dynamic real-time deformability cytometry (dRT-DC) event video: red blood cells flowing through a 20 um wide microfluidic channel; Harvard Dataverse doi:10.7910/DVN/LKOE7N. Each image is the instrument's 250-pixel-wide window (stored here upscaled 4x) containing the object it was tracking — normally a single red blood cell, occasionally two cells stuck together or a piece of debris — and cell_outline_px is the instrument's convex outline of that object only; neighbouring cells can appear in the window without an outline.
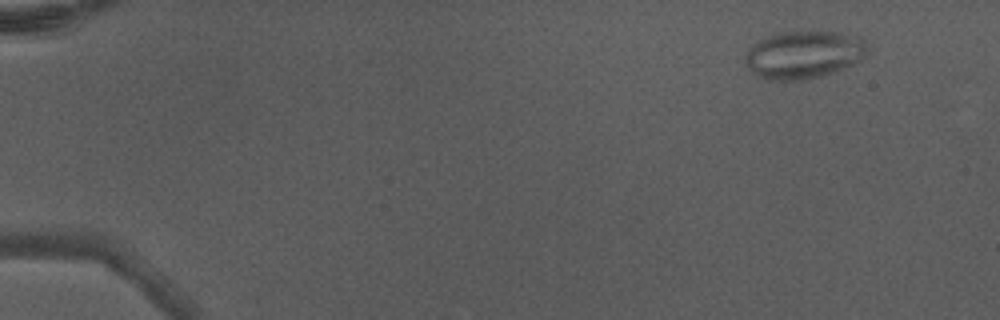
{"species": "Egyptian fruit bat (a non-hibernating species)", "species_latin": "Rousettus aegyptiacus", "temperature_condition": "warm", "stored_images_in_passage": 5, "camera_frame_rate_fps": 3000, "um_per_image_px": 0.085, "animal": {"sex": "male"}, "frame": {"image": 1, "passage_image": 1, "time_ms": 0.0, "image_size_px": [1000, 320], "cell_outline_px": [[868, 52], [860, 60], [852, 64], [832, 72], [820, 76], [800, 80], [764, 80], [756, 76], [752, 72], [744, 60], [744, 56], [764, 36], [772, 32], [836, 32], [860, 36], [864, 40], [868, 48]], "centroid_in_image_um": [68.31, 4.64], "position_along_channel_um": 16.7, "area_um2": 33.93}}
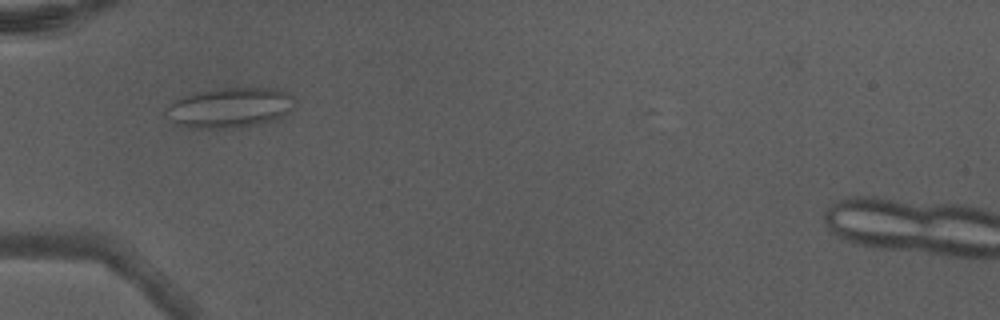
{"frame": {"image": 2, "passage_image": 4, "time_ms": 1.0, "image_size_px": [1000, 320], "cell_outline_px": [[292, 96], [288, 112], [284, 116], [256, 124], [228, 128], [196, 128], [180, 124], [176, 120], [168, 108], [180, 96], [192, 92], [228, 88], [276, 88]], "centroid_in_image_um": [19.57, 9.12], "position_along_channel_um": 65.4, "area_um2": 28.78}}
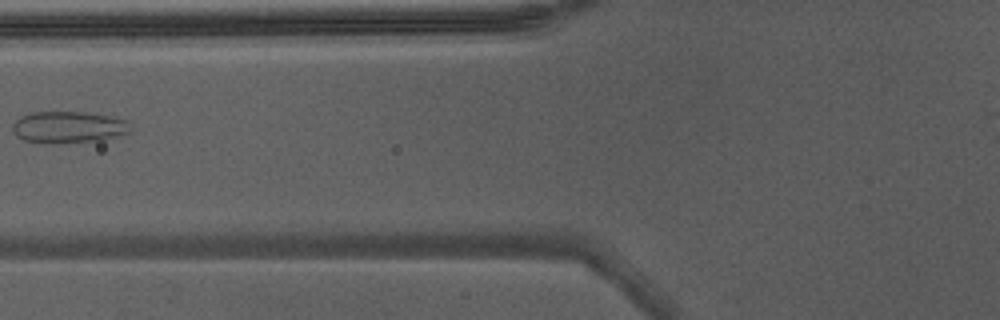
{"frame": {"image": 3, "passage_image": 5, "time_ms": 1.333, "image_size_px": [1000, 320], "cell_outline_px": [[132, 132], [104, 140], [56, 144], [44, 144], [24, 140], [16, 136], [12, 132], [12, 124], [20, 116], [28, 112], [84, 112], [112, 116], [128, 120]], "centroid_in_image_um": [5.82, 10.82], "position_along_channel_um": 120.0, "area_um2": 22.43}}